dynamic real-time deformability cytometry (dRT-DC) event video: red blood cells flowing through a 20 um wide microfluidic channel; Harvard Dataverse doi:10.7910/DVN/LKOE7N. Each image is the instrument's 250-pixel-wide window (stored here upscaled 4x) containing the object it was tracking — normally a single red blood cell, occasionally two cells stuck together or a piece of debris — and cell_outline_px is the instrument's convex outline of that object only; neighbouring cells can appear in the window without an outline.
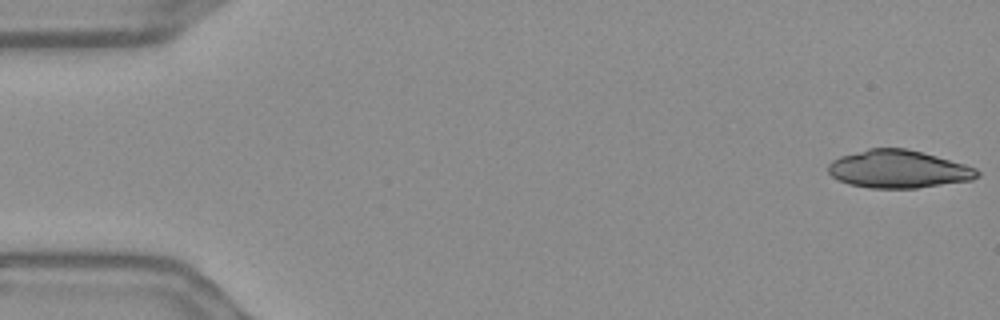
{"species": "Egyptian fruit bat (a non-hibernating species)", "species_latin": "Rousettus aegyptiacus", "temperature_condition": "warm", "stored_images_in_passage": 33, "camera_frame_rate_fps": 3000, "um_per_image_px": 0.085, "frame": {"image": 1, "passage_image": 1, "time_ms": 0.0, "image_size_px": [1000, 320], "cell_outline_px": [[980, 176], [972, 180], [916, 188], [868, 188], [848, 184], [832, 176], [828, 172], [828, 164], [832, 160], [840, 156], [868, 148], [904, 148], [936, 156], [964, 164], [976, 168], [980, 172]], "centroid_in_image_um": [76.35, 14.38], "position_along_channel_um": 8.6, "area_um2": 32.77}}